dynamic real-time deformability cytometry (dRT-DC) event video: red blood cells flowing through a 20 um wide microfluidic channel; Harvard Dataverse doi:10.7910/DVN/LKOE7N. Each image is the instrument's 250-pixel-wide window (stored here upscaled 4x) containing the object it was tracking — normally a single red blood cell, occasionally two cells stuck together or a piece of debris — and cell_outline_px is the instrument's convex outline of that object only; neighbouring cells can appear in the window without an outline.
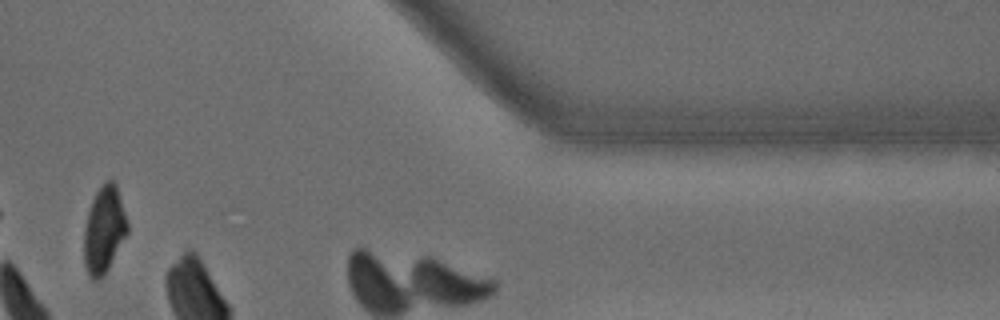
{"species": "common noctule bat (a hibernating species)", "species_latin": "Nyctalus noctula", "temperature_condition": "warm", "stored_images_in_passage": 29, "camera_frame_rate_fps": 3000, "um_per_image_px": 0.085, "animal": {"sex": "male", "body_mass_g": 15.6}, "frame": {"image": 1, "passage_image": 25, "time_ms": 8.0, "image_size_px": [1000, 320], "cell_outline_px": [[128, 232], [104, 276], [100, 280], [92, 280], [88, 276], [84, 264], [84, 228], [88, 212], [92, 200], [96, 192], [108, 180], [112, 180], [116, 184], [128, 220]], "centroid_in_image_um": [8.84, 19.58], "position_along_channel_um": 402.6, "area_um2": 22.02}}